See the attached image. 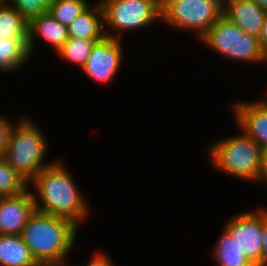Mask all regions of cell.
I'll use <instances>...</instances> for the list:
<instances>
[{
  "label": "cell",
  "mask_w": 267,
  "mask_h": 266,
  "mask_svg": "<svg viewBox=\"0 0 267 266\" xmlns=\"http://www.w3.org/2000/svg\"><path fill=\"white\" fill-rule=\"evenodd\" d=\"M261 50L265 55H267V16L265 18L264 24L260 36L258 37Z\"/></svg>",
  "instance_id": "obj_27"
},
{
  "label": "cell",
  "mask_w": 267,
  "mask_h": 266,
  "mask_svg": "<svg viewBox=\"0 0 267 266\" xmlns=\"http://www.w3.org/2000/svg\"><path fill=\"white\" fill-rule=\"evenodd\" d=\"M101 40L103 39L69 37L55 54L58 55L59 59L61 58L60 60H65V63H70L72 66L74 65L81 69L87 62L94 44Z\"/></svg>",
  "instance_id": "obj_18"
},
{
  "label": "cell",
  "mask_w": 267,
  "mask_h": 266,
  "mask_svg": "<svg viewBox=\"0 0 267 266\" xmlns=\"http://www.w3.org/2000/svg\"><path fill=\"white\" fill-rule=\"evenodd\" d=\"M256 209L235 214L225 222L224 227L233 235L240 250L253 266H261L262 207Z\"/></svg>",
  "instance_id": "obj_9"
},
{
  "label": "cell",
  "mask_w": 267,
  "mask_h": 266,
  "mask_svg": "<svg viewBox=\"0 0 267 266\" xmlns=\"http://www.w3.org/2000/svg\"><path fill=\"white\" fill-rule=\"evenodd\" d=\"M29 189V183L3 157L0 158V197L15 196Z\"/></svg>",
  "instance_id": "obj_20"
},
{
  "label": "cell",
  "mask_w": 267,
  "mask_h": 266,
  "mask_svg": "<svg viewBox=\"0 0 267 266\" xmlns=\"http://www.w3.org/2000/svg\"><path fill=\"white\" fill-rule=\"evenodd\" d=\"M65 163L60 158L44 168L29 182V189L36 211L68 219L81 229L91 218L92 207Z\"/></svg>",
  "instance_id": "obj_1"
},
{
  "label": "cell",
  "mask_w": 267,
  "mask_h": 266,
  "mask_svg": "<svg viewBox=\"0 0 267 266\" xmlns=\"http://www.w3.org/2000/svg\"><path fill=\"white\" fill-rule=\"evenodd\" d=\"M38 266H63V265H38Z\"/></svg>",
  "instance_id": "obj_31"
},
{
  "label": "cell",
  "mask_w": 267,
  "mask_h": 266,
  "mask_svg": "<svg viewBox=\"0 0 267 266\" xmlns=\"http://www.w3.org/2000/svg\"><path fill=\"white\" fill-rule=\"evenodd\" d=\"M262 257L261 266H267V207L262 206Z\"/></svg>",
  "instance_id": "obj_25"
},
{
  "label": "cell",
  "mask_w": 267,
  "mask_h": 266,
  "mask_svg": "<svg viewBox=\"0 0 267 266\" xmlns=\"http://www.w3.org/2000/svg\"><path fill=\"white\" fill-rule=\"evenodd\" d=\"M98 1L103 9L106 37L124 40V34L162 23V0Z\"/></svg>",
  "instance_id": "obj_6"
},
{
  "label": "cell",
  "mask_w": 267,
  "mask_h": 266,
  "mask_svg": "<svg viewBox=\"0 0 267 266\" xmlns=\"http://www.w3.org/2000/svg\"><path fill=\"white\" fill-rule=\"evenodd\" d=\"M236 134L211 141L206 147L211 169L234 179L257 184L262 170L264 151L253 138L238 127Z\"/></svg>",
  "instance_id": "obj_3"
},
{
  "label": "cell",
  "mask_w": 267,
  "mask_h": 266,
  "mask_svg": "<svg viewBox=\"0 0 267 266\" xmlns=\"http://www.w3.org/2000/svg\"><path fill=\"white\" fill-rule=\"evenodd\" d=\"M230 106L235 125L267 152V98L239 99Z\"/></svg>",
  "instance_id": "obj_10"
},
{
  "label": "cell",
  "mask_w": 267,
  "mask_h": 266,
  "mask_svg": "<svg viewBox=\"0 0 267 266\" xmlns=\"http://www.w3.org/2000/svg\"><path fill=\"white\" fill-rule=\"evenodd\" d=\"M13 7L27 21L49 12L50 4L53 0H4Z\"/></svg>",
  "instance_id": "obj_22"
},
{
  "label": "cell",
  "mask_w": 267,
  "mask_h": 266,
  "mask_svg": "<svg viewBox=\"0 0 267 266\" xmlns=\"http://www.w3.org/2000/svg\"><path fill=\"white\" fill-rule=\"evenodd\" d=\"M254 1L257 2L262 9L267 11V0H254Z\"/></svg>",
  "instance_id": "obj_29"
},
{
  "label": "cell",
  "mask_w": 267,
  "mask_h": 266,
  "mask_svg": "<svg viewBox=\"0 0 267 266\" xmlns=\"http://www.w3.org/2000/svg\"><path fill=\"white\" fill-rule=\"evenodd\" d=\"M222 15L210 0H162V26L193 34L196 43Z\"/></svg>",
  "instance_id": "obj_7"
},
{
  "label": "cell",
  "mask_w": 267,
  "mask_h": 266,
  "mask_svg": "<svg viewBox=\"0 0 267 266\" xmlns=\"http://www.w3.org/2000/svg\"><path fill=\"white\" fill-rule=\"evenodd\" d=\"M29 117L23 114L13 126L3 157L28 183L56 161L47 160L51 148L46 134Z\"/></svg>",
  "instance_id": "obj_4"
},
{
  "label": "cell",
  "mask_w": 267,
  "mask_h": 266,
  "mask_svg": "<svg viewBox=\"0 0 267 266\" xmlns=\"http://www.w3.org/2000/svg\"><path fill=\"white\" fill-rule=\"evenodd\" d=\"M210 1L214 2L218 7L224 10L228 6L231 0H210Z\"/></svg>",
  "instance_id": "obj_28"
},
{
  "label": "cell",
  "mask_w": 267,
  "mask_h": 266,
  "mask_svg": "<svg viewBox=\"0 0 267 266\" xmlns=\"http://www.w3.org/2000/svg\"><path fill=\"white\" fill-rule=\"evenodd\" d=\"M104 251H95L91 254L90 258L86 260V263H82L81 265L78 263H71V266H117L116 263H113V259ZM77 264V265H76ZM84 264V265H83ZM116 264V265H115Z\"/></svg>",
  "instance_id": "obj_24"
},
{
  "label": "cell",
  "mask_w": 267,
  "mask_h": 266,
  "mask_svg": "<svg viewBox=\"0 0 267 266\" xmlns=\"http://www.w3.org/2000/svg\"><path fill=\"white\" fill-rule=\"evenodd\" d=\"M28 21L5 1L0 4V38L27 39Z\"/></svg>",
  "instance_id": "obj_19"
},
{
  "label": "cell",
  "mask_w": 267,
  "mask_h": 266,
  "mask_svg": "<svg viewBox=\"0 0 267 266\" xmlns=\"http://www.w3.org/2000/svg\"><path fill=\"white\" fill-rule=\"evenodd\" d=\"M35 210L30 189L19 195L0 197V234L21 235Z\"/></svg>",
  "instance_id": "obj_11"
},
{
  "label": "cell",
  "mask_w": 267,
  "mask_h": 266,
  "mask_svg": "<svg viewBox=\"0 0 267 266\" xmlns=\"http://www.w3.org/2000/svg\"><path fill=\"white\" fill-rule=\"evenodd\" d=\"M257 184L258 186L261 185L262 188L267 187V152L263 154L262 170Z\"/></svg>",
  "instance_id": "obj_26"
},
{
  "label": "cell",
  "mask_w": 267,
  "mask_h": 266,
  "mask_svg": "<svg viewBox=\"0 0 267 266\" xmlns=\"http://www.w3.org/2000/svg\"><path fill=\"white\" fill-rule=\"evenodd\" d=\"M0 266H38L21 235L0 234Z\"/></svg>",
  "instance_id": "obj_17"
},
{
  "label": "cell",
  "mask_w": 267,
  "mask_h": 266,
  "mask_svg": "<svg viewBox=\"0 0 267 266\" xmlns=\"http://www.w3.org/2000/svg\"><path fill=\"white\" fill-rule=\"evenodd\" d=\"M79 229L68 219L35 210L21 236L38 265L70 266V253L80 246Z\"/></svg>",
  "instance_id": "obj_2"
},
{
  "label": "cell",
  "mask_w": 267,
  "mask_h": 266,
  "mask_svg": "<svg viewBox=\"0 0 267 266\" xmlns=\"http://www.w3.org/2000/svg\"><path fill=\"white\" fill-rule=\"evenodd\" d=\"M238 64L264 65L265 54L261 50L259 39L245 33L222 15L212 27L199 39L197 44Z\"/></svg>",
  "instance_id": "obj_5"
},
{
  "label": "cell",
  "mask_w": 267,
  "mask_h": 266,
  "mask_svg": "<svg viewBox=\"0 0 267 266\" xmlns=\"http://www.w3.org/2000/svg\"><path fill=\"white\" fill-rule=\"evenodd\" d=\"M265 66H267V55H265V64H264ZM267 88V86L265 87V89ZM266 92H267V90H266ZM267 96V93H266V95L264 96V97H266Z\"/></svg>",
  "instance_id": "obj_30"
},
{
  "label": "cell",
  "mask_w": 267,
  "mask_h": 266,
  "mask_svg": "<svg viewBox=\"0 0 267 266\" xmlns=\"http://www.w3.org/2000/svg\"><path fill=\"white\" fill-rule=\"evenodd\" d=\"M211 251L215 266H253L245 257L233 235L223 226Z\"/></svg>",
  "instance_id": "obj_15"
},
{
  "label": "cell",
  "mask_w": 267,
  "mask_h": 266,
  "mask_svg": "<svg viewBox=\"0 0 267 266\" xmlns=\"http://www.w3.org/2000/svg\"><path fill=\"white\" fill-rule=\"evenodd\" d=\"M68 35L84 39H104L106 37L103 9L98 0L70 23Z\"/></svg>",
  "instance_id": "obj_14"
},
{
  "label": "cell",
  "mask_w": 267,
  "mask_h": 266,
  "mask_svg": "<svg viewBox=\"0 0 267 266\" xmlns=\"http://www.w3.org/2000/svg\"><path fill=\"white\" fill-rule=\"evenodd\" d=\"M4 114L0 112V158L4 157L13 126L22 117L20 115L18 119L13 121L8 115Z\"/></svg>",
  "instance_id": "obj_23"
},
{
  "label": "cell",
  "mask_w": 267,
  "mask_h": 266,
  "mask_svg": "<svg viewBox=\"0 0 267 266\" xmlns=\"http://www.w3.org/2000/svg\"><path fill=\"white\" fill-rule=\"evenodd\" d=\"M90 0H53L50 14L63 26L68 27L73 20L86 10L94 1Z\"/></svg>",
  "instance_id": "obj_21"
},
{
  "label": "cell",
  "mask_w": 267,
  "mask_h": 266,
  "mask_svg": "<svg viewBox=\"0 0 267 266\" xmlns=\"http://www.w3.org/2000/svg\"><path fill=\"white\" fill-rule=\"evenodd\" d=\"M122 41L125 40L105 37L96 42L87 62L80 69L82 73L101 86L115 80V76L120 73L125 59Z\"/></svg>",
  "instance_id": "obj_8"
},
{
  "label": "cell",
  "mask_w": 267,
  "mask_h": 266,
  "mask_svg": "<svg viewBox=\"0 0 267 266\" xmlns=\"http://www.w3.org/2000/svg\"><path fill=\"white\" fill-rule=\"evenodd\" d=\"M223 15L245 33L259 37L267 11L254 0H231Z\"/></svg>",
  "instance_id": "obj_13"
},
{
  "label": "cell",
  "mask_w": 267,
  "mask_h": 266,
  "mask_svg": "<svg viewBox=\"0 0 267 266\" xmlns=\"http://www.w3.org/2000/svg\"><path fill=\"white\" fill-rule=\"evenodd\" d=\"M68 27L60 24L50 12L43 13L28 21L27 46L31 57L37 53V39L45 42L46 47L57 52L68 40Z\"/></svg>",
  "instance_id": "obj_12"
},
{
  "label": "cell",
  "mask_w": 267,
  "mask_h": 266,
  "mask_svg": "<svg viewBox=\"0 0 267 266\" xmlns=\"http://www.w3.org/2000/svg\"><path fill=\"white\" fill-rule=\"evenodd\" d=\"M27 39L0 38V73L13 74L30 62Z\"/></svg>",
  "instance_id": "obj_16"
}]
</instances>
